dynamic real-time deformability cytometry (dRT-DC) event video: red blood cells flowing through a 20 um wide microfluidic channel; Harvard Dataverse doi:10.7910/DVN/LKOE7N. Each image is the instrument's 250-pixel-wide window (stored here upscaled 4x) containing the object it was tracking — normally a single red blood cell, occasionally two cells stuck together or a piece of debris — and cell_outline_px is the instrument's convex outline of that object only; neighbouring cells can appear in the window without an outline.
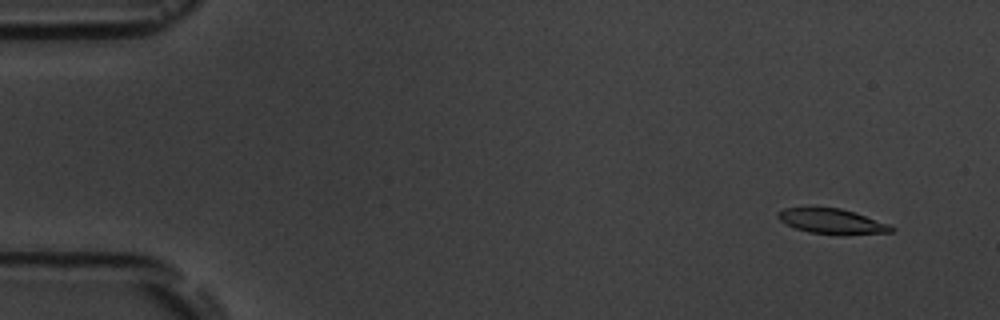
{"species": "common noctule bat (a hibernating species)", "species_latin": "Nyctalus noctula", "temperature_condition": "room temperature", "stored_images_in_passage": 4, "segment_of_instrument_passage": [1, 2], "camera_frame_rate_fps": 3000, "um_per_image_px": 0.085, "animal": {"sex": "male", "body_mass_g": 19.5, "forearm_length_mm": 54.6}, "frame": {"image": 1, "passage_image": 1, "time_ms": 0.0, "image_size_px": [1000, 320], "cell_outline_px": [[896, 228], [892, 232], [808, 232], [796, 228], [780, 220], [776, 216], [776, 212], [784, 208], [840, 208], [856, 212], [888, 224]], "centroid_in_image_um": [70.66, 18.75], "position_along_channel_um": 14.3, "area_um2": 15.55}}